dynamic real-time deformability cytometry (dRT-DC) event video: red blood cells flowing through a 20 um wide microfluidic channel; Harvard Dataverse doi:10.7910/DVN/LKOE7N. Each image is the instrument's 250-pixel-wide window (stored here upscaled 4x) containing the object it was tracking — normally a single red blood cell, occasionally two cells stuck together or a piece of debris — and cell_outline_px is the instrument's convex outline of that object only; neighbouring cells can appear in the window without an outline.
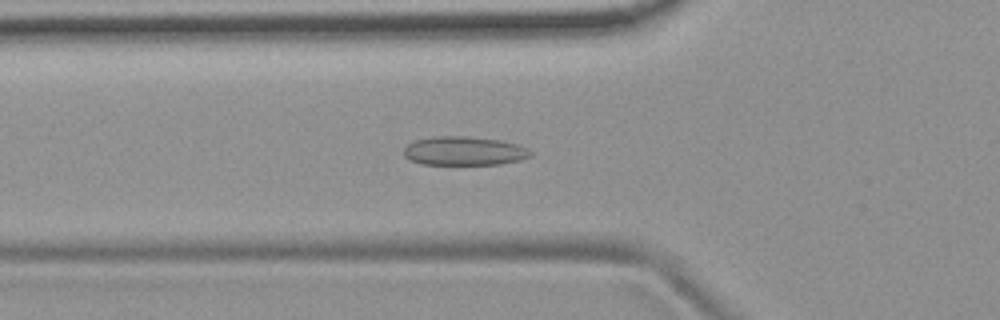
{"species": "common noctule bat (a hibernating species)", "species_latin": "Nyctalus noctula", "temperature_condition": "room temperature", "stored_images_in_passage": 38, "camera_frame_rate_fps": 3000, "um_per_image_px": 0.085, "animal": {"sex": "female", "body_mass_g": 19.9}, "frame": {"image": 1, "passage_image": 10, "time_ms": 3.0, "image_size_px": [1000, 320], "cell_outline_px": [[532, 156], [520, 160], [500, 164], [424, 164], [408, 160], [404, 156], [404, 148], [408, 144], [416, 140], [432, 136], [468, 136], [500, 140], [516, 144], [528, 148], [532, 152]], "centroid_in_image_um": [39.45, 12.83], "position_along_channel_um": 86.3, "area_um2": 21.39}}
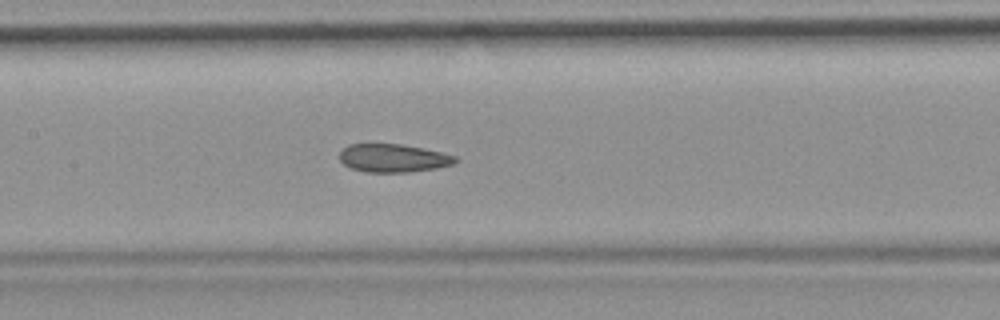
{"frame": {"image": 2, "passage_image": 17, "time_ms": 5.333, "image_size_px": [1000, 320], "cell_outline_px": [[460, 160], [456, 164], [436, 168], [408, 172], [364, 172], [352, 168], [344, 164], [340, 160], [340, 152], [348, 144], [400, 144], [424, 148], [456, 156]], "centroid_in_image_um": [33.46, 13.44], "position_along_channel_um": 173.9, "area_um2": 19.07}}
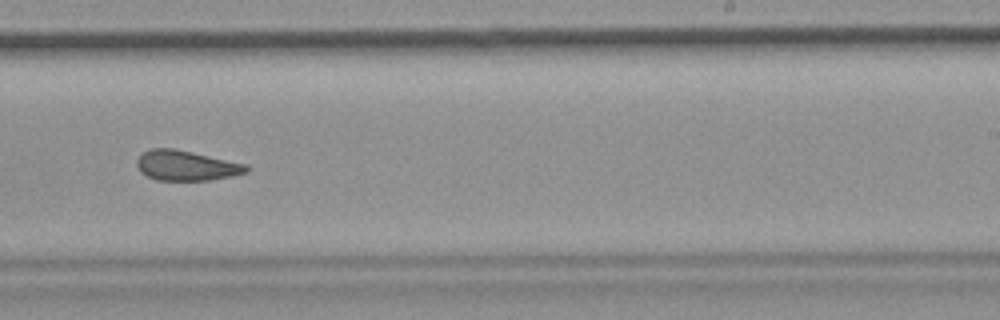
{"frame": {"image": 3, "passage_image": 25, "time_ms": 8.0, "image_size_px": [1000, 320], "cell_outline_px": [[248, 172], [232, 176], [212, 180], [156, 180], [140, 172], [136, 164], [136, 160], [144, 152], [152, 148], [172, 148], [192, 152], [248, 164]], "centroid_in_image_um": [15.84, 14.08], "position_along_channel_um": 273.2, "area_um2": 19.19}, "authors_computed_cell_mechanics": {"area_um2": 19.9121, "velocity_mm_per_s": 3.7433, "shape_relaxation_time_tau1_ms": null, "shape_relaxation_time_tau2_ms": 3.8388, "deformation_change_tau1": null, "deformation_change_tau2": 0.094}}